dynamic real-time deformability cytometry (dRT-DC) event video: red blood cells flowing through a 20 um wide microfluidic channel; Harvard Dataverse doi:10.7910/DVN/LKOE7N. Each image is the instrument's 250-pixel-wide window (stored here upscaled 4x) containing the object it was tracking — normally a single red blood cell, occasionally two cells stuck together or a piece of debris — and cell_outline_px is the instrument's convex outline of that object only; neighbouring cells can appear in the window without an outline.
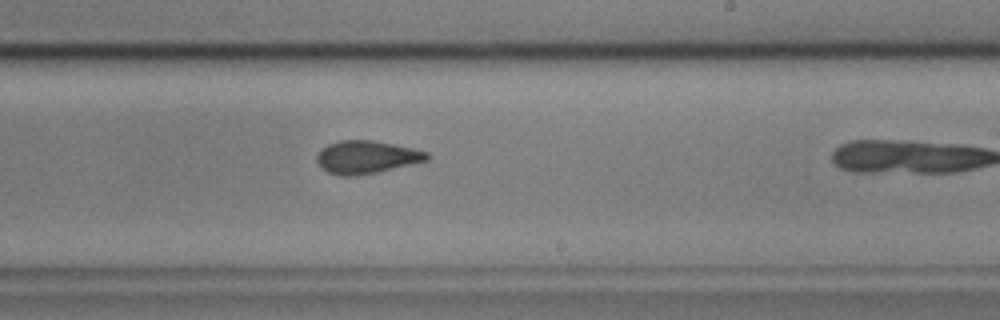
{"species": "common noctule bat (a hibernating species)", "species_latin": "Nyctalus noctula", "temperature_condition": "cold", "stored_images_in_passage": 40, "camera_frame_rate_fps": 3000, "um_per_image_px": 0.085, "animal": {"sex": "male", "body_mass_g": 17.9, "forearm_length_mm": 54.2}, "frame": {"image": 1, "passage_image": 28, "time_ms": 9.0, "image_size_px": [1000, 320], "cell_outline_px": [[432, 156], [428, 160], [376, 172], [356, 176], [340, 176], [328, 172], [320, 168], [316, 160], [316, 156], [328, 144], [340, 140], [372, 140], [412, 148], [428, 152]], "centroid_in_image_um": [31.14, 13.36], "position_along_channel_um": 257.9, "area_um2": 20.98}}
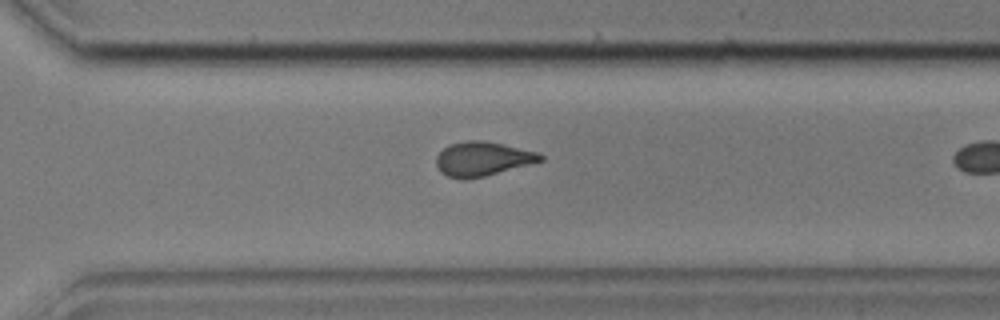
{"frame": {"image": 2, "passage_image": 34, "time_ms": 11.0, "image_size_px": [1000, 320], "cell_outline_px": [[544, 160], [532, 164], [484, 176], [464, 180], [448, 176], [440, 172], [436, 164], [436, 156], [444, 148], [452, 144], [468, 140], [484, 140], [536, 152], [544, 156]], "centroid_in_image_um": [41.01, 13.51], "position_along_channel_um": 329.6, "area_um2": 20.63}}
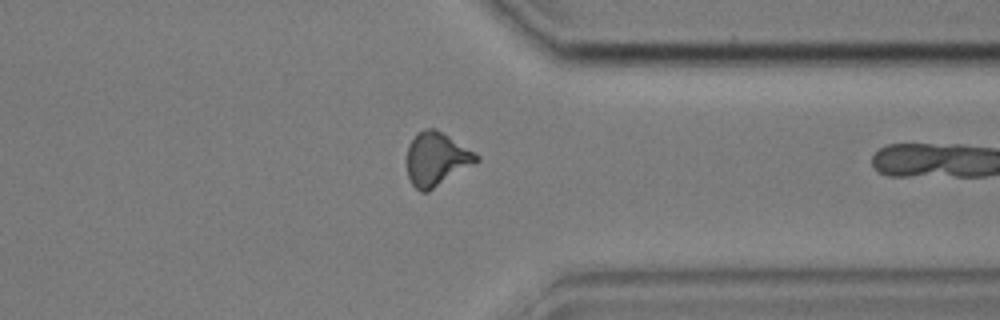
{"frame": {"image": 3, "passage_image": 38, "time_ms": 12.333, "image_size_px": [1000, 320], "cell_outline_px": [[480, 160], [428, 192], [420, 192], [412, 184], [408, 176], [408, 144], [416, 132], [424, 128], [436, 128], [476, 152], [480, 156]], "centroid_in_image_um": [37.11, 13.49], "position_along_channel_um": 374.3, "area_um2": 21.79}}